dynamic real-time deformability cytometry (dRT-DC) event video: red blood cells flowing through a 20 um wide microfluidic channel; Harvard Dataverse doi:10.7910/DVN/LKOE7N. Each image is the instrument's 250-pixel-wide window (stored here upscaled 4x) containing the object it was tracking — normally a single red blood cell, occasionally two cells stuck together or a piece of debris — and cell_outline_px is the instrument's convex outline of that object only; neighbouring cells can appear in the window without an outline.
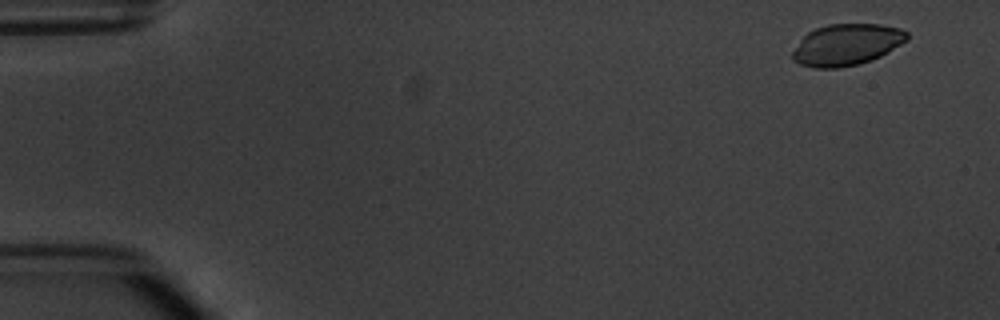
{"species": "common noctule bat (a hibernating species)", "species_latin": "Nyctalus noctula", "temperature_condition": "warm", "stored_images_in_passage": 6, "camera_frame_rate_fps": 3000, "um_per_image_px": 0.085, "animal": {"sex": "male", "body_mass_g": 20.1, "forearm_length_mm": 53.5}, "frame": {"image": 1, "passage_image": 1, "time_ms": 0.0, "image_size_px": [1000, 320], "cell_outline_px": [[908, 40], [888, 52], [872, 60], [860, 64], [836, 68], [816, 68], [800, 64], [792, 60], [792, 52], [800, 40], [808, 32], [816, 28], [828, 24], [880, 24], [900, 28], [908, 32]], "centroid_in_image_um": [71.97, 3.8], "position_along_channel_um": 13.0, "area_um2": 27.74}}